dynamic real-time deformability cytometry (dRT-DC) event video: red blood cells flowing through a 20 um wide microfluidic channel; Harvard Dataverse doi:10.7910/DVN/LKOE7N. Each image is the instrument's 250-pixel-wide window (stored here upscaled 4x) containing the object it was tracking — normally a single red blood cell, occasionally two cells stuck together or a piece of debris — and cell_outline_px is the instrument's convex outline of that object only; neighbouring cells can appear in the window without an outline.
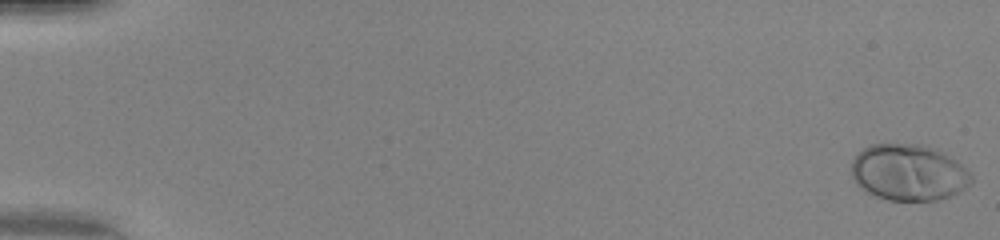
{"species": "human", "species_latin": "Homo sapiens", "temperature_condition": "warm", "stored_images_in_passage": 51, "camera_frame_rate_fps": 3000, "um_per_image_px": 0.085, "donor": {"sex": "female"}, "frame": {"image": 1, "passage_image": 1, "time_ms": 0.0, "image_size_px": [1000, 240], "cell_outline_px": [[972, 180], [960, 192], [936, 200], [888, 200], [876, 196], [868, 192], [856, 184], [852, 176], [852, 160], [868, 144], [924, 144], [936, 148], [944, 152], [956, 160], [972, 176]], "centroid_in_image_um": [77.22, 14.64], "position_along_channel_um": 7.8, "area_um2": 39.25}}
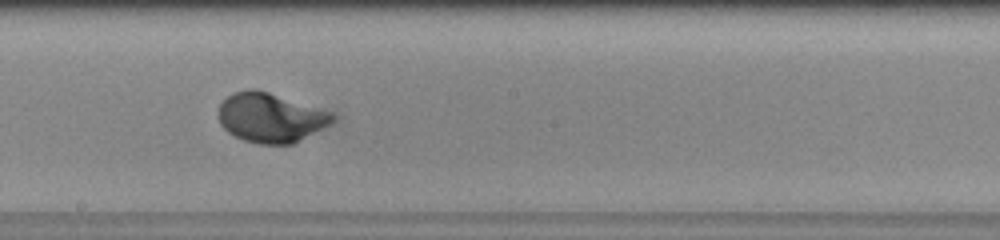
{"frame": {"image": 2, "passage_image": 30, "time_ms": 9.667, "image_size_px": [1000, 240], "cell_outline_px": [[336, 120], [292, 144], [260, 144], [244, 140], [228, 132], [220, 124], [216, 112], [220, 104], [232, 92], [248, 88], [256, 88], [332, 112], [336, 116]], "centroid_in_image_um": [22.96, 9.98], "position_along_channel_um": 225.2, "area_um2": 32.89}}
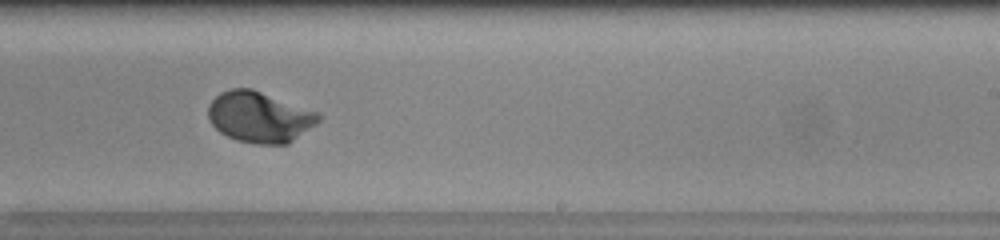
{"frame": {"image": 3, "passage_image": 33, "time_ms": 10.667, "image_size_px": [1000, 240], "cell_outline_px": [[320, 120], [316, 124], [288, 144], [256, 144], [236, 140], [220, 132], [208, 120], [208, 104], [220, 92], [232, 88], [252, 88], [316, 112], [320, 116]], "centroid_in_image_um": [22.02, 9.95], "position_along_channel_um": 267.0, "area_um2": 32.54}, "authors_computed_cell_mechanics": {"area_um2": 32.368, "velocity_mm_per_s": 4.1834, "shape_relaxation_time_tau1_ms": 2.39, "shape_relaxation_time_tau2_ms": null, "deformation_change_tau1": 0.1745, "deformation_change_tau2": null}}